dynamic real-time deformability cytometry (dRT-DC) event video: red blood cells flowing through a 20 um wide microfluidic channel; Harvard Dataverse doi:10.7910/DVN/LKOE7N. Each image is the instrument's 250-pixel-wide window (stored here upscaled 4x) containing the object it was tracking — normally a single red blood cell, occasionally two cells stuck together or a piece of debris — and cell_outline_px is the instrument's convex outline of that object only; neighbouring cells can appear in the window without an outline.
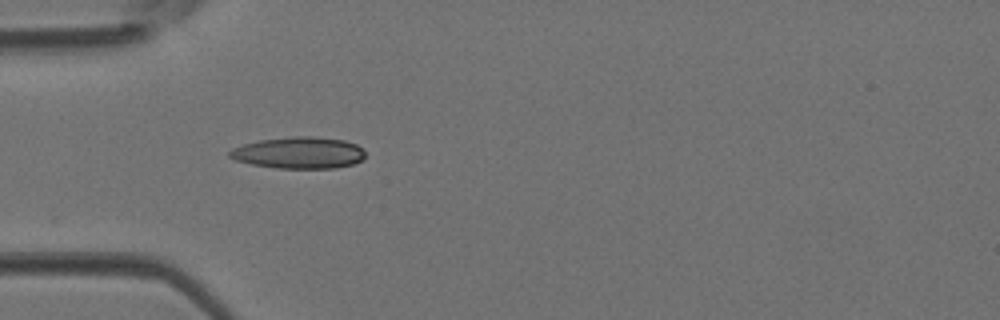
{"species": "Egyptian fruit bat (a non-hibernating species)", "species_latin": "Rousettus aegyptiacus", "temperature_condition": "room temperature", "stored_images_in_passage": 10, "camera_frame_rate_fps": 3000, "um_per_image_px": 0.085, "animal": {"sex": "female"}, "frame": {"image": 1, "passage_image": 4, "time_ms": 1.0, "image_size_px": [1000, 320], "cell_outline_px": [[364, 156], [360, 160], [352, 164], [336, 168], [276, 168], [252, 164], [236, 160], [228, 156], [228, 152], [232, 148], [244, 144], [260, 140], [292, 136], [308, 136], [344, 140], [356, 144], [364, 152]], "centroid_in_image_um": [25.38, 12.98], "position_along_channel_um": 59.6, "area_um2": 24.8}}